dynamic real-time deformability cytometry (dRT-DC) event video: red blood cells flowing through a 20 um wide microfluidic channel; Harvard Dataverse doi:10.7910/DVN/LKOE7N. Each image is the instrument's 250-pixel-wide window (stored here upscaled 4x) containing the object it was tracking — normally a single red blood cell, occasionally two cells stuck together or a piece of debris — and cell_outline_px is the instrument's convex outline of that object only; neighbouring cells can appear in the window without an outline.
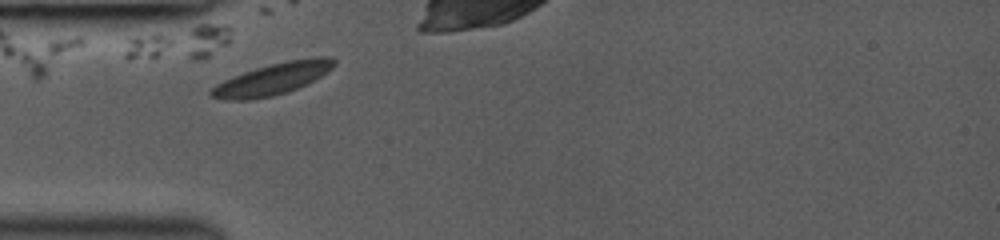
{"species": "common noctule bat (a hibernating species)", "species_latin": "Nyctalus noctula", "temperature_condition": "room temperature", "stored_images_in_passage": 26, "camera_frame_rate_fps": 3000, "um_per_image_px": 0.085, "animal": {"sex": "female", "body_mass_g": 19.0, "forearm_length_mm": 53.3}, "frame": {"image": 1, "passage_image": 1, "time_ms": 0.0, "image_size_px": [1000, 240], "cell_outline_px": [[336, 64], [332, 68], [320, 76], [288, 92], [272, 96], [248, 100], [224, 100], [212, 96], [208, 92], [216, 84], [224, 80], [244, 72], [256, 68], [288, 60], [316, 56], [332, 56], [336, 60]], "centroid_in_image_um": [23.18, 6.7], "position_along_channel_um": 61.8, "area_um2": 22.43}}
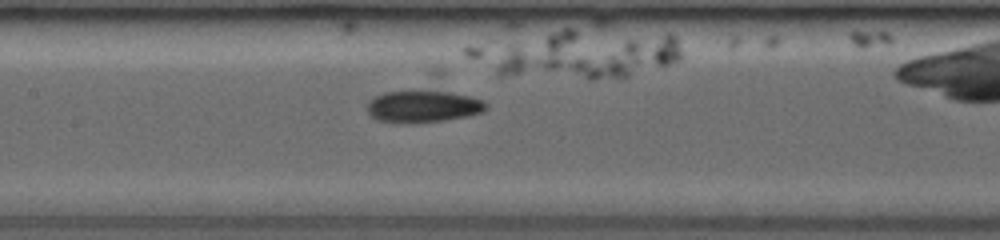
{"frame": {"image": 2, "passage_image": 9, "time_ms": 2.667, "image_size_px": [1000, 240], "cell_outline_px": [[488, 108], [484, 112], [468, 116], [444, 120], [412, 124], [396, 124], [376, 120], [368, 112], [368, 104], [376, 96], [384, 92], [432, 88], [440, 88], [484, 100], [488, 104]], "centroid_in_image_um": [36.02, 9.02], "position_along_channel_um": 171.4, "area_um2": 23.35}}
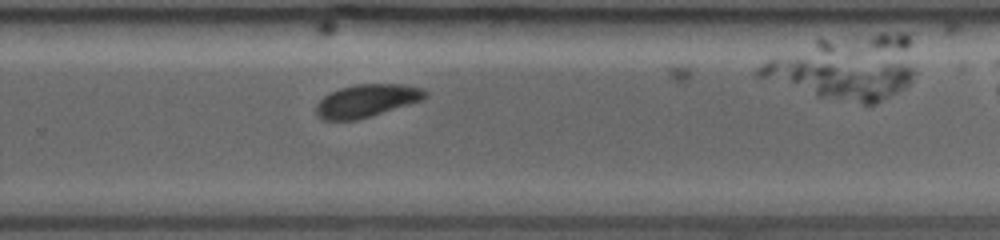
{"frame": {"image": 3, "passage_image": 18, "time_ms": 5.667, "image_size_px": [1000, 240], "cell_outline_px": [[428, 96], [412, 104], [372, 116], [356, 120], [324, 120], [316, 116], [316, 104], [328, 92], [340, 88], [356, 84], [404, 84], [424, 88], [428, 92]], "centroid_in_image_um": [31.18, 8.56], "position_along_channel_um": 298.6, "area_um2": 21.15}}